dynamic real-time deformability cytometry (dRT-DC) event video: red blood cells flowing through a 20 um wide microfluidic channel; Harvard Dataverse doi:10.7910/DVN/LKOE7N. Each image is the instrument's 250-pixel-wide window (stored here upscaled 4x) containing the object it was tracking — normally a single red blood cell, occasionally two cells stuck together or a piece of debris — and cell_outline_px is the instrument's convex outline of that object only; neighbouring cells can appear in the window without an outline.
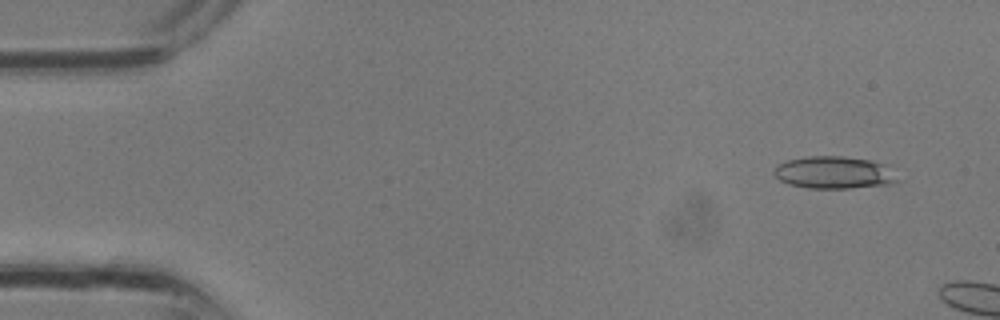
{"species": "common noctule bat (a hibernating species)", "species_latin": "Nyctalus noctula", "temperature_condition": "room temperature", "stored_images_in_passage": 4, "camera_frame_rate_fps": 3000, "um_per_image_px": 0.085, "animal": {"sex": "male", "body_mass_g": 13.3}, "frame": {"image": 1, "passage_image": 4, "time_ms": 1.0, "image_size_px": [1000, 320], "cell_outline_px": [[900, 180], [892, 184], [852, 188], [808, 188], [788, 184], [780, 180], [772, 172], [780, 164], [788, 160], [808, 156], [840, 156], [872, 160], [888, 164]], "centroid_in_image_um": [70.97, 14.67], "position_along_channel_um": 14.0, "area_um2": 23.47}}